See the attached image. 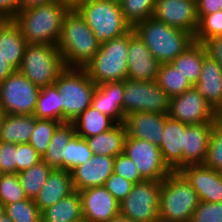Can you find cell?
<instances>
[{
	"label": "cell",
	"instance_id": "obj_1",
	"mask_svg": "<svg viewBox=\"0 0 222 222\" xmlns=\"http://www.w3.org/2000/svg\"><path fill=\"white\" fill-rule=\"evenodd\" d=\"M71 8L59 0L19 10L12 19L28 44L57 45L63 19Z\"/></svg>",
	"mask_w": 222,
	"mask_h": 222
},
{
	"label": "cell",
	"instance_id": "obj_2",
	"mask_svg": "<svg viewBox=\"0 0 222 222\" xmlns=\"http://www.w3.org/2000/svg\"><path fill=\"white\" fill-rule=\"evenodd\" d=\"M57 47L65 68H84L99 51L100 42L87 22L72 8L63 19Z\"/></svg>",
	"mask_w": 222,
	"mask_h": 222
},
{
	"label": "cell",
	"instance_id": "obj_3",
	"mask_svg": "<svg viewBox=\"0 0 222 222\" xmlns=\"http://www.w3.org/2000/svg\"><path fill=\"white\" fill-rule=\"evenodd\" d=\"M133 29L160 64L171 63L195 42L191 33L169 26L153 16L137 23Z\"/></svg>",
	"mask_w": 222,
	"mask_h": 222
},
{
	"label": "cell",
	"instance_id": "obj_4",
	"mask_svg": "<svg viewBox=\"0 0 222 222\" xmlns=\"http://www.w3.org/2000/svg\"><path fill=\"white\" fill-rule=\"evenodd\" d=\"M159 222H190L200 200L196 191L177 171L161 181Z\"/></svg>",
	"mask_w": 222,
	"mask_h": 222
},
{
	"label": "cell",
	"instance_id": "obj_5",
	"mask_svg": "<svg viewBox=\"0 0 222 222\" xmlns=\"http://www.w3.org/2000/svg\"><path fill=\"white\" fill-rule=\"evenodd\" d=\"M74 9L87 22L100 44L133 28L124 18L121 5L111 0H85Z\"/></svg>",
	"mask_w": 222,
	"mask_h": 222
},
{
	"label": "cell",
	"instance_id": "obj_6",
	"mask_svg": "<svg viewBox=\"0 0 222 222\" xmlns=\"http://www.w3.org/2000/svg\"><path fill=\"white\" fill-rule=\"evenodd\" d=\"M54 84L61 93L62 123H72L91 106L96 84L84 68H65Z\"/></svg>",
	"mask_w": 222,
	"mask_h": 222
},
{
	"label": "cell",
	"instance_id": "obj_7",
	"mask_svg": "<svg viewBox=\"0 0 222 222\" xmlns=\"http://www.w3.org/2000/svg\"><path fill=\"white\" fill-rule=\"evenodd\" d=\"M128 32L100 44L95 57L84 67L96 84L124 81L128 72Z\"/></svg>",
	"mask_w": 222,
	"mask_h": 222
},
{
	"label": "cell",
	"instance_id": "obj_8",
	"mask_svg": "<svg viewBox=\"0 0 222 222\" xmlns=\"http://www.w3.org/2000/svg\"><path fill=\"white\" fill-rule=\"evenodd\" d=\"M65 69L57 45L28 44L19 71L39 88L53 85Z\"/></svg>",
	"mask_w": 222,
	"mask_h": 222
},
{
	"label": "cell",
	"instance_id": "obj_9",
	"mask_svg": "<svg viewBox=\"0 0 222 222\" xmlns=\"http://www.w3.org/2000/svg\"><path fill=\"white\" fill-rule=\"evenodd\" d=\"M124 115L136 112L168 114L170 97L155 81H137L126 78L123 81Z\"/></svg>",
	"mask_w": 222,
	"mask_h": 222
},
{
	"label": "cell",
	"instance_id": "obj_10",
	"mask_svg": "<svg viewBox=\"0 0 222 222\" xmlns=\"http://www.w3.org/2000/svg\"><path fill=\"white\" fill-rule=\"evenodd\" d=\"M41 88L19 70L0 84V108L5 114L33 115Z\"/></svg>",
	"mask_w": 222,
	"mask_h": 222
},
{
	"label": "cell",
	"instance_id": "obj_11",
	"mask_svg": "<svg viewBox=\"0 0 222 222\" xmlns=\"http://www.w3.org/2000/svg\"><path fill=\"white\" fill-rule=\"evenodd\" d=\"M161 181L136 183L120 203V214L134 222H159Z\"/></svg>",
	"mask_w": 222,
	"mask_h": 222
},
{
	"label": "cell",
	"instance_id": "obj_12",
	"mask_svg": "<svg viewBox=\"0 0 222 222\" xmlns=\"http://www.w3.org/2000/svg\"><path fill=\"white\" fill-rule=\"evenodd\" d=\"M123 153L135 163L145 180L162 181L172 172L163 161L160 148L149 141L126 137Z\"/></svg>",
	"mask_w": 222,
	"mask_h": 222
},
{
	"label": "cell",
	"instance_id": "obj_13",
	"mask_svg": "<svg viewBox=\"0 0 222 222\" xmlns=\"http://www.w3.org/2000/svg\"><path fill=\"white\" fill-rule=\"evenodd\" d=\"M167 115L186 125L215 122L217 119V111L194 86L170 98Z\"/></svg>",
	"mask_w": 222,
	"mask_h": 222
},
{
	"label": "cell",
	"instance_id": "obj_14",
	"mask_svg": "<svg viewBox=\"0 0 222 222\" xmlns=\"http://www.w3.org/2000/svg\"><path fill=\"white\" fill-rule=\"evenodd\" d=\"M153 17L193 36L199 26L196 0H156Z\"/></svg>",
	"mask_w": 222,
	"mask_h": 222
},
{
	"label": "cell",
	"instance_id": "obj_15",
	"mask_svg": "<svg viewBox=\"0 0 222 222\" xmlns=\"http://www.w3.org/2000/svg\"><path fill=\"white\" fill-rule=\"evenodd\" d=\"M128 72L127 78L137 81H155L159 71V61L132 28L128 32Z\"/></svg>",
	"mask_w": 222,
	"mask_h": 222
},
{
	"label": "cell",
	"instance_id": "obj_16",
	"mask_svg": "<svg viewBox=\"0 0 222 222\" xmlns=\"http://www.w3.org/2000/svg\"><path fill=\"white\" fill-rule=\"evenodd\" d=\"M79 193L84 222H109L120 214V203L104 186L87 188Z\"/></svg>",
	"mask_w": 222,
	"mask_h": 222
},
{
	"label": "cell",
	"instance_id": "obj_17",
	"mask_svg": "<svg viewBox=\"0 0 222 222\" xmlns=\"http://www.w3.org/2000/svg\"><path fill=\"white\" fill-rule=\"evenodd\" d=\"M203 202H222V172L203 164L187 165L178 171Z\"/></svg>",
	"mask_w": 222,
	"mask_h": 222
},
{
	"label": "cell",
	"instance_id": "obj_18",
	"mask_svg": "<svg viewBox=\"0 0 222 222\" xmlns=\"http://www.w3.org/2000/svg\"><path fill=\"white\" fill-rule=\"evenodd\" d=\"M166 115L153 112H136L124 118L126 137L146 140L160 147Z\"/></svg>",
	"mask_w": 222,
	"mask_h": 222
},
{
	"label": "cell",
	"instance_id": "obj_19",
	"mask_svg": "<svg viewBox=\"0 0 222 222\" xmlns=\"http://www.w3.org/2000/svg\"><path fill=\"white\" fill-rule=\"evenodd\" d=\"M115 157L93 155L88 162L77 166L72 172L73 186L76 191L104 186L113 173Z\"/></svg>",
	"mask_w": 222,
	"mask_h": 222
},
{
	"label": "cell",
	"instance_id": "obj_20",
	"mask_svg": "<svg viewBox=\"0 0 222 222\" xmlns=\"http://www.w3.org/2000/svg\"><path fill=\"white\" fill-rule=\"evenodd\" d=\"M186 124L166 114L160 151L163 161L172 172L183 168V146Z\"/></svg>",
	"mask_w": 222,
	"mask_h": 222
},
{
	"label": "cell",
	"instance_id": "obj_21",
	"mask_svg": "<svg viewBox=\"0 0 222 222\" xmlns=\"http://www.w3.org/2000/svg\"><path fill=\"white\" fill-rule=\"evenodd\" d=\"M123 81L105 82L96 85L91 106L115 123L124 122L123 112Z\"/></svg>",
	"mask_w": 222,
	"mask_h": 222
},
{
	"label": "cell",
	"instance_id": "obj_22",
	"mask_svg": "<svg viewBox=\"0 0 222 222\" xmlns=\"http://www.w3.org/2000/svg\"><path fill=\"white\" fill-rule=\"evenodd\" d=\"M214 122L186 125L183 146V167L203 164Z\"/></svg>",
	"mask_w": 222,
	"mask_h": 222
},
{
	"label": "cell",
	"instance_id": "obj_23",
	"mask_svg": "<svg viewBox=\"0 0 222 222\" xmlns=\"http://www.w3.org/2000/svg\"><path fill=\"white\" fill-rule=\"evenodd\" d=\"M194 87L217 112L222 109V67L209 55L203 59L201 73Z\"/></svg>",
	"mask_w": 222,
	"mask_h": 222
},
{
	"label": "cell",
	"instance_id": "obj_24",
	"mask_svg": "<svg viewBox=\"0 0 222 222\" xmlns=\"http://www.w3.org/2000/svg\"><path fill=\"white\" fill-rule=\"evenodd\" d=\"M75 191L71 172L52 169L48 179L34 199L36 206L43 212L53 204Z\"/></svg>",
	"mask_w": 222,
	"mask_h": 222
},
{
	"label": "cell",
	"instance_id": "obj_25",
	"mask_svg": "<svg viewBox=\"0 0 222 222\" xmlns=\"http://www.w3.org/2000/svg\"><path fill=\"white\" fill-rule=\"evenodd\" d=\"M27 45L20 28L12 19L0 20V55L15 70L21 67Z\"/></svg>",
	"mask_w": 222,
	"mask_h": 222
},
{
	"label": "cell",
	"instance_id": "obj_26",
	"mask_svg": "<svg viewBox=\"0 0 222 222\" xmlns=\"http://www.w3.org/2000/svg\"><path fill=\"white\" fill-rule=\"evenodd\" d=\"M126 130L123 123H116L111 129L85 138L93 155L116 157L123 153Z\"/></svg>",
	"mask_w": 222,
	"mask_h": 222
},
{
	"label": "cell",
	"instance_id": "obj_27",
	"mask_svg": "<svg viewBox=\"0 0 222 222\" xmlns=\"http://www.w3.org/2000/svg\"><path fill=\"white\" fill-rule=\"evenodd\" d=\"M42 222H84L78 191L62 198L42 212Z\"/></svg>",
	"mask_w": 222,
	"mask_h": 222
},
{
	"label": "cell",
	"instance_id": "obj_28",
	"mask_svg": "<svg viewBox=\"0 0 222 222\" xmlns=\"http://www.w3.org/2000/svg\"><path fill=\"white\" fill-rule=\"evenodd\" d=\"M35 128L33 115L5 114L0 141L20 144L28 143Z\"/></svg>",
	"mask_w": 222,
	"mask_h": 222
},
{
	"label": "cell",
	"instance_id": "obj_29",
	"mask_svg": "<svg viewBox=\"0 0 222 222\" xmlns=\"http://www.w3.org/2000/svg\"><path fill=\"white\" fill-rule=\"evenodd\" d=\"M207 55L204 44L194 42L171 63L194 86L201 73L203 59Z\"/></svg>",
	"mask_w": 222,
	"mask_h": 222
},
{
	"label": "cell",
	"instance_id": "obj_30",
	"mask_svg": "<svg viewBox=\"0 0 222 222\" xmlns=\"http://www.w3.org/2000/svg\"><path fill=\"white\" fill-rule=\"evenodd\" d=\"M72 123L76 133L82 138H89L108 131L116 124L110 117L92 106L88 107Z\"/></svg>",
	"mask_w": 222,
	"mask_h": 222
},
{
	"label": "cell",
	"instance_id": "obj_31",
	"mask_svg": "<svg viewBox=\"0 0 222 222\" xmlns=\"http://www.w3.org/2000/svg\"><path fill=\"white\" fill-rule=\"evenodd\" d=\"M75 134L76 131L73 123L65 122L57 127L50 140L48 150L42 157V160L51 169L63 170L62 149Z\"/></svg>",
	"mask_w": 222,
	"mask_h": 222
},
{
	"label": "cell",
	"instance_id": "obj_32",
	"mask_svg": "<svg viewBox=\"0 0 222 222\" xmlns=\"http://www.w3.org/2000/svg\"><path fill=\"white\" fill-rule=\"evenodd\" d=\"M33 116L38 119H49L62 123L61 93L55 84L41 89Z\"/></svg>",
	"mask_w": 222,
	"mask_h": 222
},
{
	"label": "cell",
	"instance_id": "obj_33",
	"mask_svg": "<svg viewBox=\"0 0 222 222\" xmlns=\"http://www.w3.org/2000/svg\"><path fill=\"white\" fill-rule=\"evenodd\" d=\"M156 82L170 98L192 87L188 79L172 63L160 64Z\"/></svg>",
	"mask_w": 222,
	"mask_h": 222
},
{
	"label": "cell",
	"instance_id": "obj_34",
	"mask_svg": "<svg viewBox=\"0 0 222 222\" xmlns=\"http://www.w3.org/2000/svg\"><path fill=\"white\" fill-rule=\"evenodd\" d=\"M51 171L52 169L41 160L36 165L17 173L27 198H36Z\"/></svg>",
	"mask_w": 222,
	"mask_h": 222
},
{
	"label": "cell",
	"instance_id": "obj_35",
	"mask_svg": "<svg viewBox=\"0 0 222 222\" xmlns=\"http://www.w3.org/2000/svg\"><path fill=\"white\" fill-rule=\"evenodd\" d=\"M62 156L63 170L72 172L77 166L88 162L93 157V152L86 139L76 133L62 149Z\"/></svg>",
	"mask_w": 222,
	"mask_h": 222
},
{
	"label": "cell",
	"instance_id": "obj_36",
	"mask_svg": "<svg viewBox=\"0 0 222 222\" xmlns=\"http://www.w3.org/2000/svg\"><path fill=\"white\" fill-rule=\"evenodd\" d=\"M4 212L13 222H42V212L33 199L24 200L5 205Z\"/></svg>",
	"mask_w": 222,
	"mask_h": 222
},
{
	"label": "cell",
	"instance_id": "obj_37",
	"mask_svg": "<svg viewBox=\"0 0 222 222\" xmlns=\"http://www.w3.org/2000/svg\"><path fill=\"white\" fill-rule=\"evenodd\" d=\"M60 124L61 122L59 121L38 119L35 117V128L28 143L31 144L42 157L47 152L53 133Z\"/></svg>",
	"mask_w": 222,
	"mask_h": 222
},
{
	"label": "cell",
	"instance_id": "obj_38",
	"mask_svg": "<svg viewBox=\"0 0 222 222\" xmlns=\"http://www.w3.org/2000/svg\"><path fill=\"white\" fill-rule=\"evenodd\" d=\"M155 3L156 0H123L120 5L124 18L134 27L153 16Z\"/></svg>",
	"mask_w": 222,
	"mask_h": 222
},
{
	"label": "cell",
	"instance_id": "obj_39",
	"mask_svg": "<svg viewBox=\"0 0 222 222\" xmlns=\"http://www.w3.org/2000/svg\"><path fill=\"white\" fill-rule=\"evenodd\" d=\"M203 165L212 170L222 172V123L218 119L215 120L212 127Z\"/></svg>",
	"mask_w": 222,
	"mask_h": 222
},
{
	"label": "cell",
	"instance_id": "obj_40",
	"mask_svg": "<svg viewBox=\"0 0 222 222\" xmlns=\"http://www.w3.org/2000/svg\"><path fill=\"white\" fill-rule=\"evenodd\" d=\"M26 198L17 173L0 174V201L4 206Z\"/></svg>",
	"mask_w": 222,
	"mask_h": 222
},
{
	"label": "cell",
	"instance_id": "obj_41",
	"mask_svg": "<svg viewBox=\"0 0 222 222\" xmlns=\"http://www.w3.org/2000/svg\"><path fill=\"white\" fill-rule=\"evenodd\" d=\"M216 36H222V10L213 14L204 15L199 20L194 41L204 44L207 40Z\"/></svg>",
	"mask_w": 222,
	"mask_h": 222
},
{
	"label": "cell",
	"instance_id": "obj_42",
	"mask_svg": "<svg viewBox=\"0 0 222 222\" xmlns=\"http://www.w3.org/2000/svg\"><path fill=\"white\" fill-rule=\"evenodd\" d=\"M113 172L134 184L145 181L135 163L124 153L115 157Z\"/></svg>",
	"mask_w": 222,
	"mask_h": 222
},
{
	"label": "cell",
	"instance_id": "obj_43",
	"mask_svg": "<svg viewBox=\"0 0 222 222\" xmlns=\"http://www.w3.org/2000/svg\"><path fill=\"white\" fill-rule=\"evenodd\" d=\"M190 222H222V202L200 201Z\"/></svg>",
	"mask_w": 222,
	"mask_h": 222
},
{
	"label": "cell",
	"instance_id": "obj_44",
	"mask_svg": "<svg viewBox=\"0 0 222 222\" xmlns=\"http://www.w3.org/2000/svg\"><path fill=\"white\" fill-rule=\"evenodd\" d=\"M42 160V156L29 143L17 144L16 173L36 165Z\"/></svg>",
	"mask_w": 222,
	"mask_h": 222
},
{
	"label": "cell",
	"instance_id": "obj_45",
	"mask_svg": "<svg viewBox=\"0 0 222 222\" xmlns=\"http://www.w3.org/2000/svg\"><path fill=\"white\" fill-rule=\"evenodd\" d=\"M134 183L115 174L114 172L105 181L104 187L114 196V198L121 202L132 191Z\"/></svg>",
	"mask_w": 222,
	"mask_h": 222
},
{
	"label": "cell",
	"instance_id": "obj_46",
	"mask_svg": "<svg viewBox=\"0 0 222 222\" xmlns=\"http://www.w3.org/2000/svg\"><path fill=\"white\" fill-rule=\"evenodd\" d=\"M17 144L0 141V174L16 173Z\"/></svg>",
	"mask_w": 222,
	"mask_h": 222
},
{
	"label": "cell",
	"instance_id": "obj_47",
	"mask_svg": "<svg viewBox=\"0 0 222 222\" xmlns=\"http://www.w3.org/2000/svg\"><path fill=\"white\" fill-rule=\"evenodd\" d=\"M220 10H222V0H196L198 20L204 15L213 14Z\"/></svg>",
	"mask_w": 222,
	"mask_h": 222
},
{
	"label": "cell",
	"instance_id": "obj_48",
	"mask_svg": "<svg viewBox=\"0 0 222 222\" xmlns=\"http://www.w3.org/2000/svg\"><path fill=\"white\" fill-rule=\"evenodd\" d=\"M207 54L222 67V36H216L204 43Z\"/></svg>",
	"mask_w": 222,
	"mask_h": 222
},
{
	"label": "cell",
	"instance_id": "obj_49",
	"mask_svg": "<svg viewBox=\"0 0 222 222\" xmlns=\"http://www.w3.org/2000/svg\"><path fill=\"white\" fill-rule=\"evenodd\" d=\"M19 10V0H0V20L13 19Z\"/></svg>",
	"mask_w": 222,
	"mask_h": 222
},
{
	"label": "cell",
	"instance_id": "obj_50",
	"mask_svg": "<svg viewBox=\"0 0 222 222\" xmlns=\"http://www.w3.org/2000/svg\"><path fill=\"white\" fill-rule=\"evenodd\" d=\"M14 71L16 70L0 55V84Z\"/></svg>",
	"mask_w": 222,
	"mask_h": 222
},
{
	"label": "cell",
	"instance_id": "obj_51",
	"mask_svg": "<svg viewBox=\"0 0 222 222\" xmlns=\"http://www.w3.org/2000/svg\"><path fill=\"white\" fill-rule=\"evenodd\" d=\"M54 0H19L20 10L45 5L53 2Z\"/></svg>",
	"mask_w": 222,
	"mask_h": 222
},
{
	"label": "cell",
	"instance_id": "obj_52",
	"mask_svg": "<svg viewBox=\"0 0 222 222\" xmlns=\"http://www.w3.org/2000/svg\"><path fill=\"white\" fill-rule=\"evenodd\" d=\"M109 222H134V221L129 219L128 217L118 214L114 218H112Z\"/></svg>",
	"mask_w": 222,
	"mask_h": 222
},
{
	"label": "cell",
	"instance_id": "obj_53",
	"mask_svg": "<svg viewBox=\"0 0 222 222\" xmlns=\"http://www.w3.org/2000/svg\"><path fill=\"white\" fill-rule=\"evenodd\" d=\"M59 1L68 5L72 9V8H75L78 4H80L81 2H83L85 0H59Z\"/></svg>",
	"mask_w": 222,
	"mask_h": 222
},
{
	"label": "cell",
	"instance_id": "obj_54",
	"mask_svg": "<svg viewBox=\"0 0 222 222\" xmlns=\"http://www.w3.org/2000/svg\"><path fill=\"white\" fill-rule=\"evenodd\" d=\"M0 222H13V220L4 212L0 216Z\"/></svg>",
	"mask_w": 222,
	"mask_h": 222
},
{
	"label": "cell",
	"instance_id": "obj_55",
	"mask_svg": "<svg viewBox=\"0 0 222 222\" xmlns=\"http://www.w3.org/2000/svg\"><path fill=\"white\" fill-rule=\"evenodd\" d=\"M4 116H5V113L0 108V135H1V131H2V125H3V121H4Z\"/></svg>",
	"mask_w": 222,
	"mask_h": 222
},
{
	"label": "cell",
	"instance_id": "obj_56",
	"mask_svg": "<svg viewBox=\"0 0 222 222\" xmlns=\"http://www.w3.org/2000/svg\"><path fill=\"white\" fill-rule=\"evenodd\" d=\"M217 119L222 123V109L217 112Z\"/></svg>",
	"mask_w": 222,
	"mask_h": 222
},
{
	"label": "cell",
	"instance_id": "obj_57",
	"mask_svg": "<svg viewBox=\"0 0 222 222\" xmlns=\"http://www.w3.org/2000/svg\"><path fill=\"white\" fill-rule=\"evenodd\" d=\"M4 204L0 201V216L4 213Z\"/></svg>",
	"mask_w": 222,
	"mask_h": 222
},
{
	"label": "cell",
	"instance_id": "obj_58",
	"mask_svg": "<svg viewBox=\"0 0 222 222\" xmlns=\"http://www.w3.org/2000/svg\"><path fill=\"white\" fill-rule=\"evenodd\" d=\"M111 1L117 4H121L123 2V0H111Z\"/></svg>",
	"mask_w": 222,
	"mask_h": 222
}]
</instances>
